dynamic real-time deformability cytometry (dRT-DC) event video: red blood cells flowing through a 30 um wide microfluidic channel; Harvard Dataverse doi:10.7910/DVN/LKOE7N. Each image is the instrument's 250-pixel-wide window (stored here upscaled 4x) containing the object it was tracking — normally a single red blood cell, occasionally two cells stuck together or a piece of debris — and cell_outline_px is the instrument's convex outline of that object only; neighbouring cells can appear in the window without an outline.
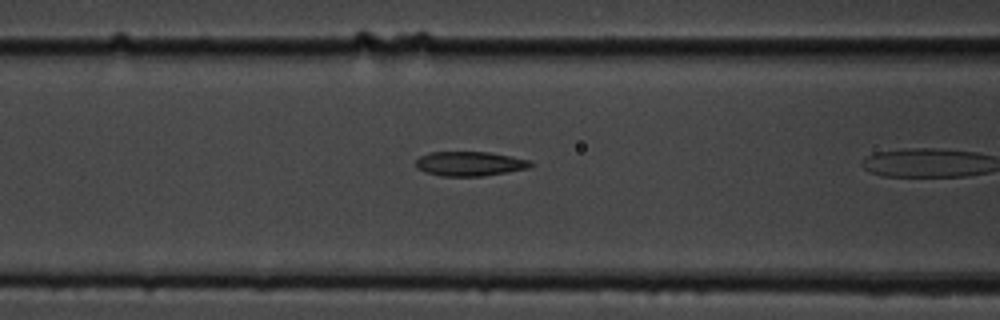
{"species": "common noctule bat (a hibernating species)", "species_latin": "Nyctalus noctula", "temperature_condition": "cold", "stored_images_in_passage": 11, "camera_frame_rate_fps": 3000, "um_per_image_px": 0.085, "animal": {"sex": "male", "body_mass_g": 19.5, "forearm_length_mm": 54.6}, "frame": {"image": 1, "passage_image": 7, "time_ms": 2.0, "image_size_px": [1000, 320], "cell_outline_px": [[532, 164], [528, 168], [484, 176], [440, 176], [424, 172], [416, 168], [416, 160], [420, 156], [428, 152], [488, 152], [512, 156], [532, 160]], "centroid_in_image_um": [39.91, 13.91], "position_along_channel_um": 126.7, "area_um2": 16.47}}
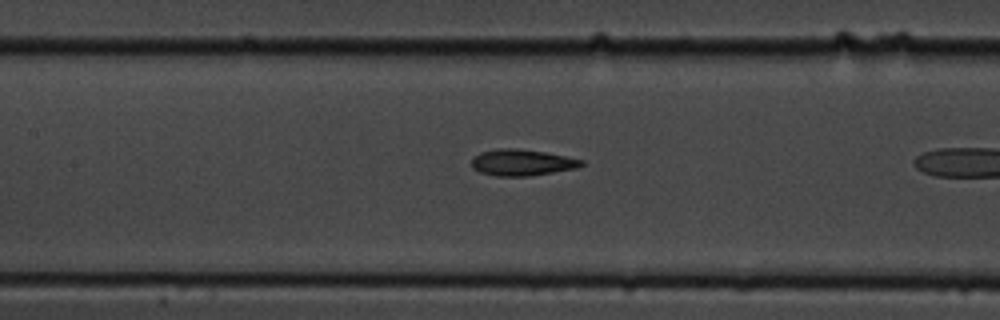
{"frame": {"image": 2, "passage_image": 10, "time_ms": 3.0, "image_size_px": [1000, 320], "cell_outline_px": [[584, 164], [576, 168], [528, 176], [496, 176], [480, 172], [472, 168], [472, 160], [480, 152], [496, 148], [516, 148], [544, 152], [584, 160]], "centroid_in_image_um": [44.34, 13.81], "position_along_channel_um": 163.1, "area_um2": 16.7}}